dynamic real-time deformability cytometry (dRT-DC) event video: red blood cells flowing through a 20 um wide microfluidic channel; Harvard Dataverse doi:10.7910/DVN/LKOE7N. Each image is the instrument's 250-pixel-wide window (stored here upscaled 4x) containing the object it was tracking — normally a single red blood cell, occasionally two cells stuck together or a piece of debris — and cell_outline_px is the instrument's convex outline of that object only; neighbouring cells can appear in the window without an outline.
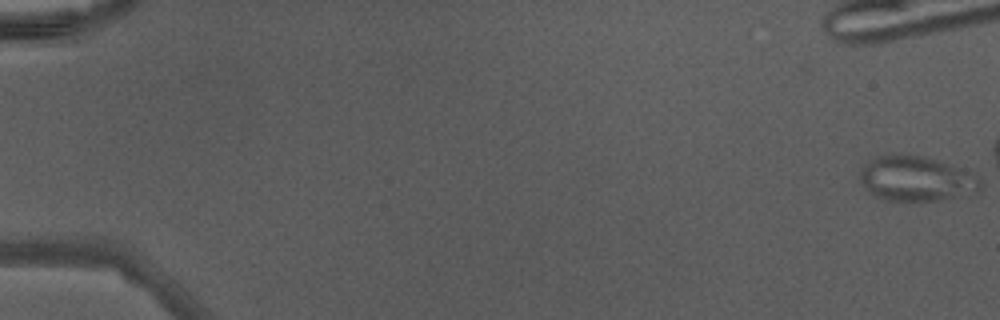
{"species": "Egyptian fruit bat (a non-hibernating species)", "species_latin": "Rousettus aegyptiacus", "temperature_condition": "warm", "stored_images_in_passage": 8, "camera_frame_rate_fps": 3000, "um_per_image_px": 0.085, "animal": {"sex": "male"}, "frame": {"image": 1, "passage_image": 1, "time_ms": 0.0, "image_size_px": [1000, 320], "cell_outline_px": [[980, 188], [976, 192], [960, 196], [940, 200], [884, 200], [868, 192], [860, 180], [860, 172], [864, 164], [876, 156], [896, 152], [900, 152], [924, 156], [972, 172], [980, 180]], "centroid_in_image_um": [77.84, 15.16], "position_along_channel_um": 7.2, "area_um2": 31.73}}